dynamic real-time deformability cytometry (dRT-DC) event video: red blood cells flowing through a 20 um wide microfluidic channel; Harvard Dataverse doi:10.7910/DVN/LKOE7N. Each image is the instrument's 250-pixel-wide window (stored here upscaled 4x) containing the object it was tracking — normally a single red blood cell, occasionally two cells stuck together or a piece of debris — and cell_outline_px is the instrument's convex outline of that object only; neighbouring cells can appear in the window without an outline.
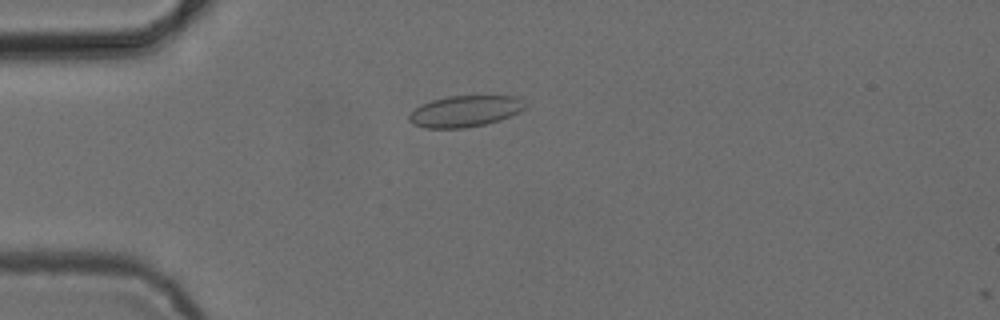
{"species": "common noctule bat (a hibernating species)", "species_latin": "Nyctalus noctula", "temperature_condition": "cold", "stored_images_in_passage": 53, "camera_frame_rate_fps": 3000, "um_per_image_px": 0.085, "animal": {"sex": "female", "body_mass_g": 24.6, "forearm_length_mm": 56.2}, "frame": {"image": 1, "passage_image": 14, "time_ms": 4.333, "image_size_px": [1000, 320], "cell_outline_px": [[524, 108], [520, 112], [500, 120], [484, 124], [464, 128], [424, 128], [412, 124], [408, 120], [408, 116], [420, 104], [432, 100], [448, 96], [516, 96], [524, 100]], "centroid_in_image_um": [39.51, 9.45], "position_along_channel_um": 45.5, "area_um2": 21.15}}
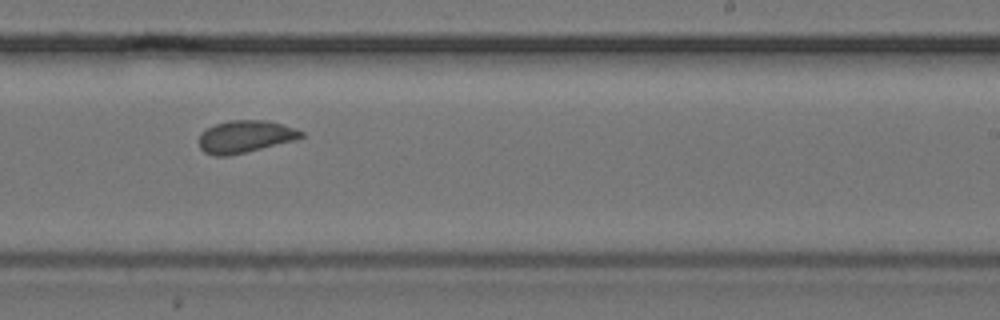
{"frame": {"image": 2, "passage_image": 33, "time_ms": 10.667, "image_size_px": [1000, 320], "cell_outline_px": [[304, 136], [296, 140], [228, 156], [212, 156], [204, 152], [200, 148], [200, 132], [216, 124], [228, 120], [268, 120], [296, 128], [304, 132]], "centroid_in_image_um": [20.85, 11.61], "position_along_channel_um": 268.1, "area_um2": 19.31}}
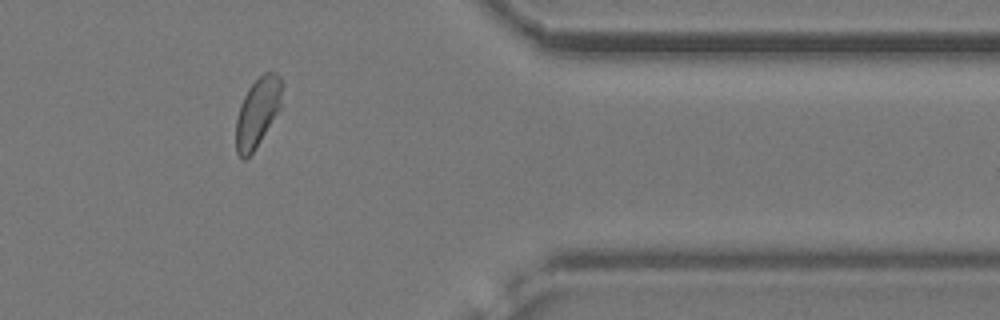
{"frame": {"image": 3, "passage_image": 44, "time_ms": 14.333, "image_size_px": [1000, 320], "cell_outline_px": [[280, 108], [256, 148], [244, 160], [236, 152], [236, 120], [240, 104], [248, 88], [264, 72], [276, 72], [280, 76]], "centroid_in_image_um": [21.86, 9.56], "position_along_channel_um": 389.5, "area_um2": 18.15}, "authors_computed_cell_mechanics": {"area_um2": 19.5364, "velocity_mm_per_s": 3.8342, "shape_relaxation_time_tau1_ms": 5.1094, "shape_relaxation_time_tau2_ms": 1.1156, "deformation_change_tau1": 0.0878, "deformation_change_tau2": 0.0517}}